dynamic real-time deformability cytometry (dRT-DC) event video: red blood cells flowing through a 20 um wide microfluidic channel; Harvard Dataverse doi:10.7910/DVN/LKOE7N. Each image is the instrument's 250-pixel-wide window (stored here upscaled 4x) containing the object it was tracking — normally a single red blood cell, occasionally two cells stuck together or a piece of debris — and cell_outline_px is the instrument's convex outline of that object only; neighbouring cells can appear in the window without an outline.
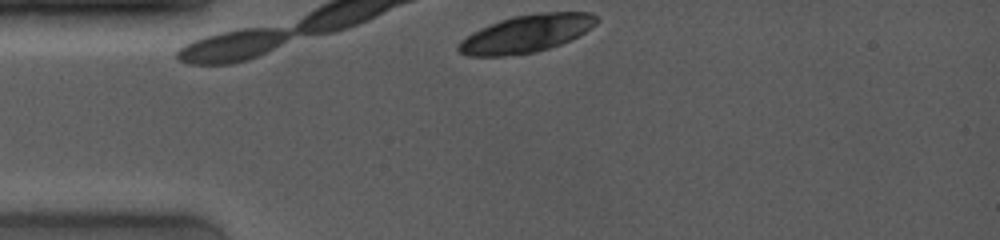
{"species": "common noctule bat (a hibernating species)", "species_latin": "Nyctalus noctula", "temperature_condition": "room temperature", "stored_images_in_passage": 5, "camera_frame_rate_fps": 4000, "um_per_image_px": 0.085, "animal": {"sex": "female", "body_mass_g": 19.0, "forearm_length_mm": 53.3}, "frame": {"image": 1, "passage_image": 1, "time_ms": 0.0, "image_size_px": [1000, 240], "cell_outline_px": [[600, 20], [596, 24], [572, 40], [536, 52], [504, 56], [468, 56], [460, 52], [456, 48], [460, 40], [472, 32], [480, 28], [500, 20], [512, 16], [544, 12], [592, 12], [600, 16]], "centroid_in_image_um": [44.77, 2.85], "position_along_channel_um": 40.2, "area_um2": 30.4}}
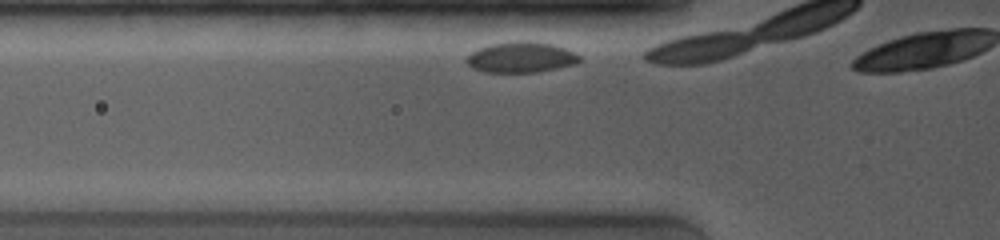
{"frame": {"image": 2, "passage_image": 3, "time_ms": 0.5, "image_size_px": [1000, 240], "cell_outline_px": [[584, 60], [576, 64], [536, 72], [484, 72], [472, 68], [464, 60], [472, 52], [480, 48], [492, 44], [520, 40], [552, 44], [564, 48], [580, 56]], "centroid_in_image_um": [44.3, 4.88], "position_along_channel_um": 81.5, "area_um2": 20.06}}